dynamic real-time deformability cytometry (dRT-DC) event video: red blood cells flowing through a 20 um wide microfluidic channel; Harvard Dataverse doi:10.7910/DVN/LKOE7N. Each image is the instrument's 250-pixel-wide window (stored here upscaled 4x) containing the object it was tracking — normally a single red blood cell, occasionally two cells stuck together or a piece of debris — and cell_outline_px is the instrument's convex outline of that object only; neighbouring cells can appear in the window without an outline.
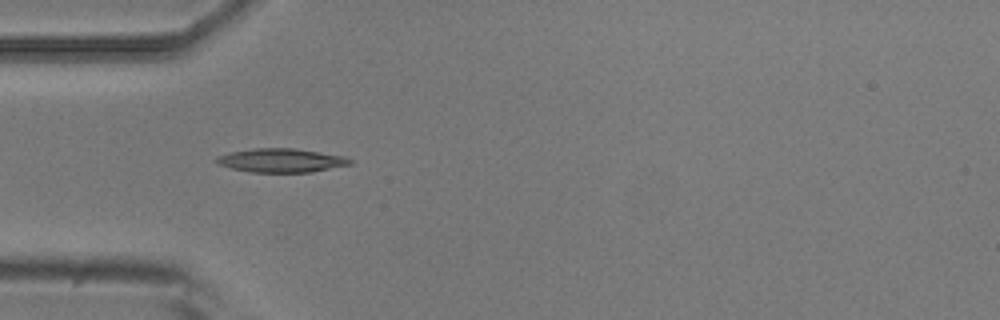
{"species": "common noctule bat (a hibernating species)", "species_latin": "Nyctalus noctula", "temperature_condition": "room temperature", "stored_images_in_passage": 5, "camera_frame_rate_fps": 3000, "um_per_image_px": 0.085, "animal": {"sex": "male", "body_mass_g": 20.5, "forearm_length_mm": 52.5}, "frame": {"image": 1, "passage_image": 4, "time_ms": 1.0, "image_size_px": [1000, 320], "cell_outline_px": [[352, 164], [312, 172], [252, 172], [232, 168], [220, 164], [216, 160], [216, 156], [232, 152], [256, 148], [292, 148], [344, 156], [352, 160]], "centroid_in_image_um": [23.93, 13.63], "position_along_channel_um": 61.1, "area_um2": 18.21}}
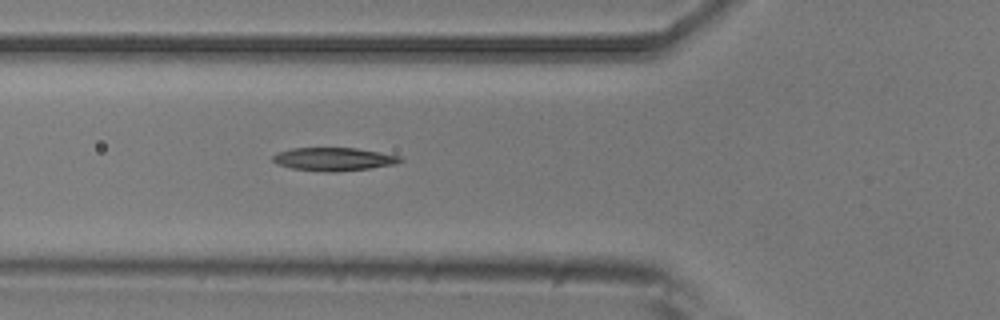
{"frame": {"image": 2, "passage_image": 5, "time_ms": 1.333, "image_size_px": [1000, 320], "cell_outline_px": [[404, 160], [392, 164], [368, 168], [336, 172], [328, 172], [292, 168], [280, 164], [272, 160], [272, 156], [276, 152], [292, 148], [356, 148], [380, 152], [400, 156]], "centroid_in_image_um": [28.34, 13.52], "position_along_channel_um": 97.5, "area_um2": 16.99}}